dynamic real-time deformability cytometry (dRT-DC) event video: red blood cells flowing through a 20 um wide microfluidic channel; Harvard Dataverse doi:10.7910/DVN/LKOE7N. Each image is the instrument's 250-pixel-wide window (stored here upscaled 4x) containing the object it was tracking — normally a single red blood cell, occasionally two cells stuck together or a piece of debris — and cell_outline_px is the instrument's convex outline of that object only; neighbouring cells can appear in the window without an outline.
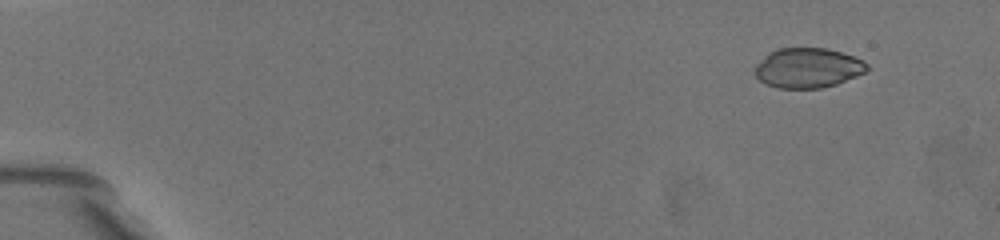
{"species": "common noctule bat (a hibernating species)", "species_latin": "Nyctalus noctula", "temperature_condition": "warm", "stored_images_in_passage": 41, "camera_frame_rate_fps": 3000, "um_per_image_px": 0.085, "animal": {"sex": "female", "body_mass_g": 19.5, "forearm_length_mm": 54.1}, "frame": {"image": 1, "passage_image": 5, "time_ms": 1.333, "image_size_px": [1000, 240], "cell_outline_px": [[872, 68], [856, 76], [836, 84], [820, 88], [780, 88], [768, 84], [760, 80], [756, 76], [756, 64], [768, 52], [776, 48], [828, 48], [864, 60]], "centroid_in_image_um": [68.69, 5.76], "position_along_channel_um": 16.3, "area_um2": 26.01}}
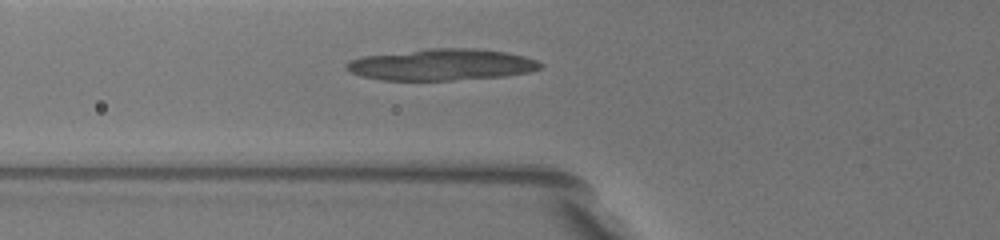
{"frame": {"image": 2, "passage_image": 23, "time_ms": 7.333, "image_size_px": [1000, 240], "cell_outline_px": [[544, 68], [528, 72], [504, 76], [452, 80], [380, 80], [360, 76], [344, 68], [344, 64], [348, 60], [360, 56], [428, 48], [476, 48], [508, 52], [524, 56], [536, 60], [544, 64]], "centroid_in_image_um": [37.51, 5.49], "position_along_channel_um": 88.3, "area_um2": 36.01}}
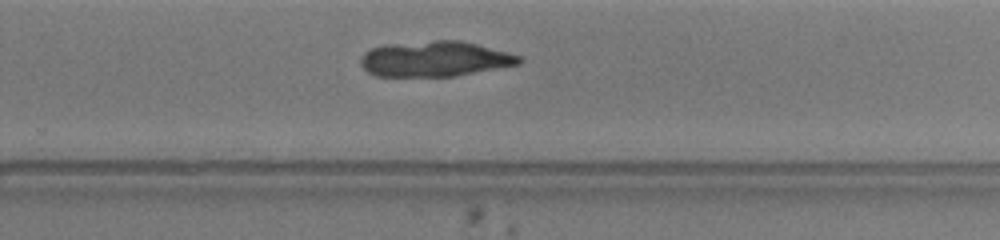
{"frame": {"image": 3, "passage_image": 40, "time_ms": 13.0, "image_size_px": [1000, 240], "cell_outline_px": [[524, 60], [520, 64], [452, 76], [376, 76], [368, 72], [360, 64], [360, 56], [364, 52], [372, 48], [384, 44], [436, 40], [460, 40], [508, 52], [520, 56]], "centroid_in_image_um": [36.93, 5.0], "position_along_channel_um": 292.9, "area_um2": 32.66}}